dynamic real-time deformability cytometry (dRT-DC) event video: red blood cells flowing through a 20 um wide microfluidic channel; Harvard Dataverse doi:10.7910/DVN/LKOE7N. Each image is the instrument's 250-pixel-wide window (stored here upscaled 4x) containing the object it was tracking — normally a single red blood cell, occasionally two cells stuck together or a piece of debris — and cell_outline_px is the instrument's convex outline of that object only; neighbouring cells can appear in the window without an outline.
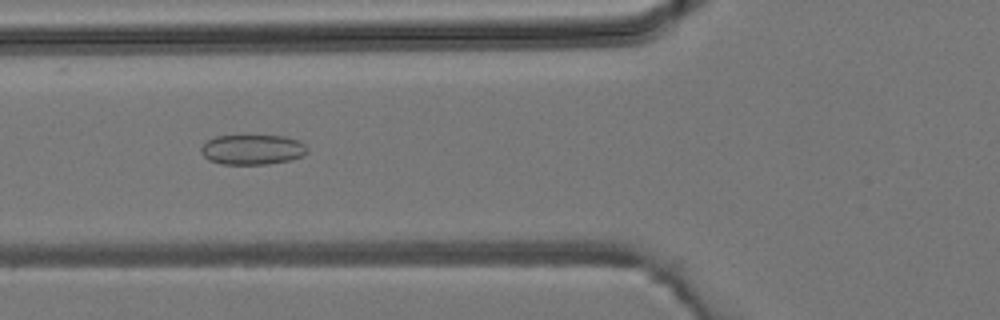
{"species": "common noctule bat (a hibernating species)", "species_latin": "Nyctalus noctula", "temperature_condition": "room temperature", "stored_images_in_passage": 45, "camera_frame_rate_fps": 3000, "um_per_image_px": 0.085, "animal": {"sex": "male", "body_mass_g": 19.2, "forearm_length_mm": 51.8}, "frame": {"image": 1, "passage_image": 17, "time_ms": 5.333, "image_size_px": [1000, 320], "cell_outline_px": [[308, 152], [300, 156], [288, 160], [268, 164], [220, 164], [208, 160], [200, 152], [200, 148], [208, 140], [216, 136], [284, 136], [300, 140], [308, 148]], "centroid_in_image_um": [21.44, 12.71], "position_along_channel_um": 104.4, "area_um2": 18.55}}
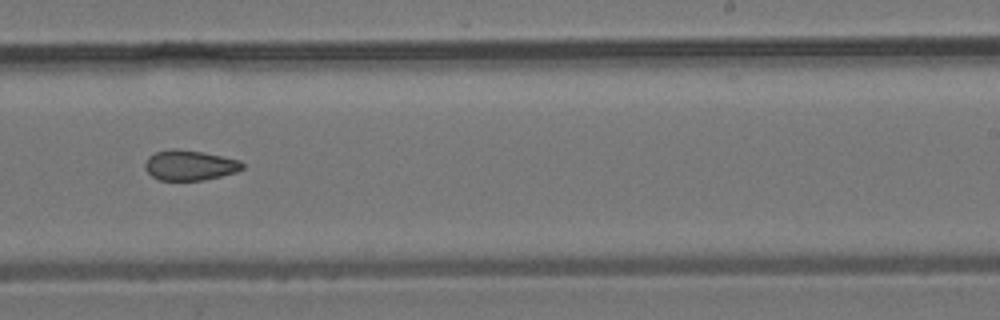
{"frame": {"image": 2, "passage_image": 28, "time_ms": 9.0, "image_size_px": [1000, 320], "cell_outline_px": [[244, 168], [236, 172], [204, 180], [160, 180], [152, 176], [144, 168], [144, 164], [148, 156], [156, 152], [172, 148], [176, 148], [200, 152], [240, 160], [244, 164]], "centroid_in_image_um": [16.11, 14.05], "position_along_channel_um": 272.9, "area_um2": 17.05}}
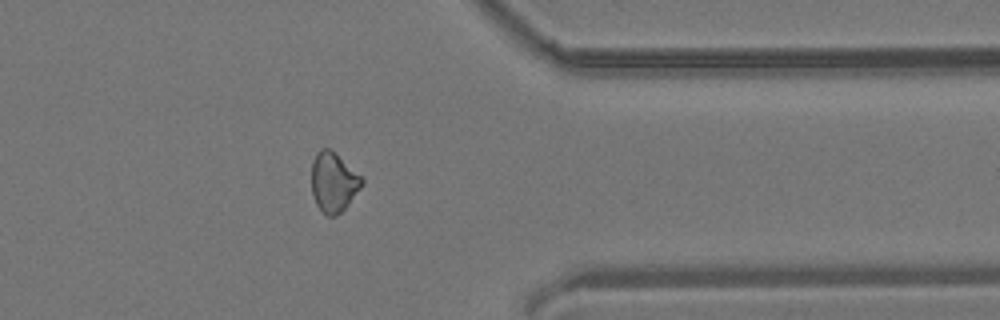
{"frame": {"image": 3, "passage_image": 36, "time_ms": 11.667, "image_size_px": [1000, 320], "cell_outline_px": [[364, 184], [348, 204], [336, 216], [328, 216], [316, 204], [312, 192], [312, 160], [316, 152], [320, 148], [328, 148], [360, 176], [364, 180]], "centroid_in_image_um": [28.33, 15.49], "position_along_channel_um": 383.1, "area_um2": 17.05}}